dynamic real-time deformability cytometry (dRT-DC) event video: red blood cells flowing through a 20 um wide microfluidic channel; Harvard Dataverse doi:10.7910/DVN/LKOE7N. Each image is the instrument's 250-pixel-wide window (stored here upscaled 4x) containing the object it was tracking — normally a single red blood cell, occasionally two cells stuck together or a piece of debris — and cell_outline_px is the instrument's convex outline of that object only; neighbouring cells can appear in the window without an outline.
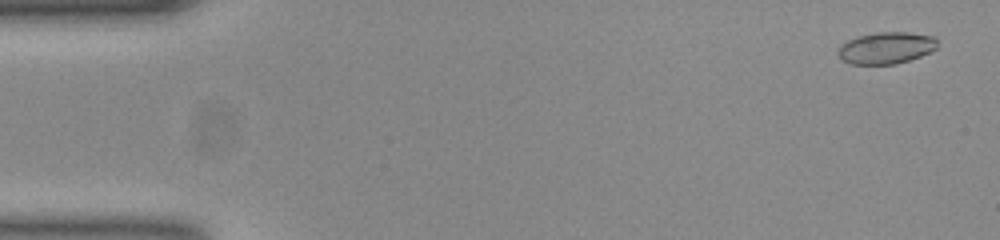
{"species": "common noctule bat (a hibernating species)", "species_latin": "Nyctalus noctula", "temperature_condition": "room temperature", "stored_images_in_passage": 52, "camera_frame_rate_fps": 3000, "um_per_image_px": 0.085, "animal": {"sex": "female", "body_mass_g": 23.0, "forearm_length_mm": 53.4}, "frame": {"image": 1, "passage_image": 2, "time_ms": 0.333, "image_size_px": [1000, 240], "cell_outline_px": [[936, 48], [920, 56], [908, 60], [892, 64], [848, 64], [836, 52], [840, 44], [856, 36], [876, 32], [908, 32], [936, 36]], "centroid_in_image_um": [75.29, 4.06], "position_along_channel_um": 9.7, "area_um2": 18.38}}
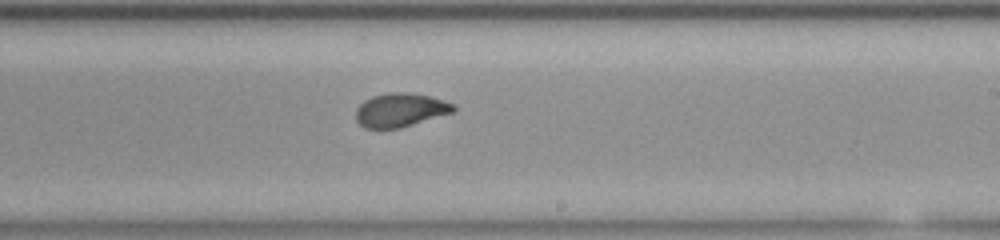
{"frame": {"image": 2, "passage_image": 31, "time_ms": 10.0, "image_size_px": [1000, 240], "cell_outline_px": [[456, 108], [452, 112], [400, 128], [364, 128], [356, 120], [356, 108], [364, 100], [372, 96], [388, 92], [408, 92], [432, 96], [456, 104]], "centroid_in_image_um": [34.03, 9.33], "position_along_channel_um": 255.0, "area_um2": 19.25}}
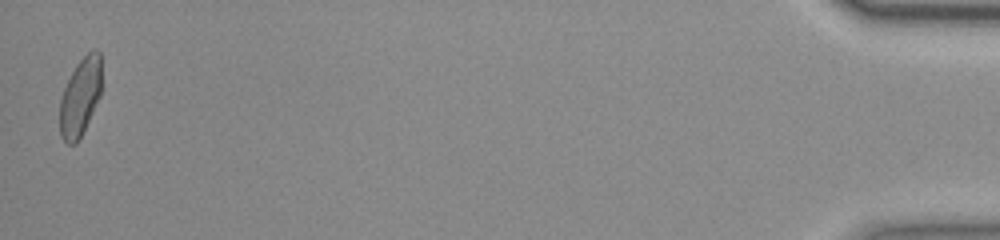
{"frame": {"image": 3, "passage_image": 52, "time_ms": 17.0, "image_size_px": [1000, 240], "cell_outline_px": [[100, 96], [76, 144], [68, 144], [60, 136], [60, 100], [64, 88], [76, 64], [92, 48], [96, 48], [100, 52]], "centroid_in_image_um": [6.81, 8.21], "position_along_channel_um": 428.4, "area_um2": 18.61}, "authors_computed_cell_mechanics": {"area_um2": 19.2474, "velocity_mm_per_s": 3.8818, "shape_relaxation_time_tau1_ms": 5.6819, "shape_relaxation_time_tau2_ms": 1.0055, "deformation_change_tau1": 0.1802, "deformation_change_tau2": 0.0539}}